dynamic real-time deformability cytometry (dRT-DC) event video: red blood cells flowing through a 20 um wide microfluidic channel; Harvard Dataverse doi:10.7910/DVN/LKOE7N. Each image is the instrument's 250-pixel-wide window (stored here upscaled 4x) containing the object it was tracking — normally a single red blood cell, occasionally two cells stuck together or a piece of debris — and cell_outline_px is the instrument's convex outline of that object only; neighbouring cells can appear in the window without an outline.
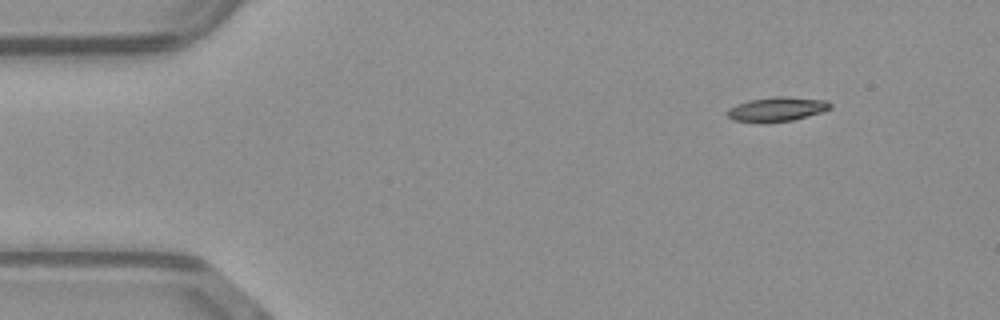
{"species": "common noctule bat (a hibernating species)", "species_latin": "Nyctalus noctula", "temperature_condition": "warm", "stored_images_in_passage": 3, "camera_frame_rate_fps": 3000, "um_per_image_px": 0.085, "animal": {"sex": "male", "body_mass_g": 23.1, "forearm_length_mm": 52.7}, "frame": {"image": 1, "passage_image": 1, "time_ms": 0.0, "image_size_px": [1000, 320], "cell_outline_px": [[832, 108], [820, 112], [792, 120], [736, 120], [728, 116], [728, 108], [736, 104], [748, 100], [776, 96], [784, 96], [828, 100], [832, 104]], "centroid_in_image_um": [66.1, 9.22], "position_along_channel_um": 18.9, "area_um2": 13.93}}